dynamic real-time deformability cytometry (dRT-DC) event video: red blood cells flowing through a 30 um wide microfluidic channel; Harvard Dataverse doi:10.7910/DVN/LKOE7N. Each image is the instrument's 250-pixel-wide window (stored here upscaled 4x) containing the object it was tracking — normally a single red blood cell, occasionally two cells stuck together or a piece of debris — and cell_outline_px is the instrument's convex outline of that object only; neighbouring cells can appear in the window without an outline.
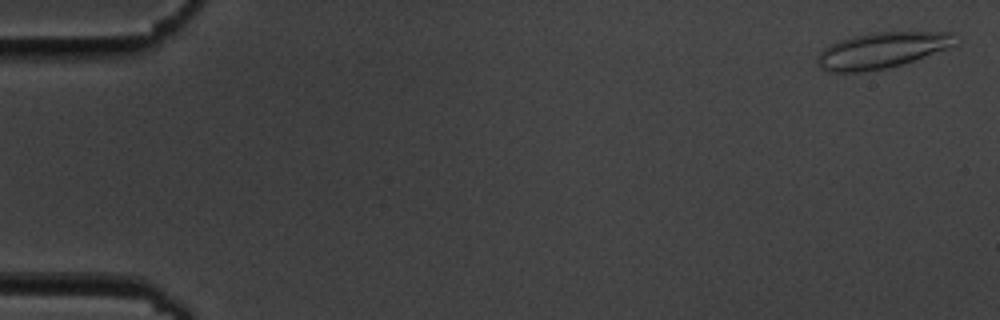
{"species": "common noctule bat (a hibernating species)", "species_latin": "Nyctalus noctula", "temperature_condition": "cold", "stored_images_in_passage": 56, "camera_frame_rate_fps": 3000, "um_per_image_px": 0.085, "animal": {"sex": "male", "body_mass_g": 19.5, "forearm_length_mm": 54.6}, "frame": {"image": 1, "passage_image": 2, "time_ms": 0.333, "image_size_px": [1000, 320], "cell_outline_px": [[960, 40], [956, 44], [948, 48], [888, 68], [860, 72], [828, 72], [820, 68], [816, 60], [820, 52], [824, 48], [840, 40], [852, 36], [872, 32], [952, 32]], "centroid_in_image_um": [74.95, 4.27], "position_along_channel_um": 10.0, "area_um2": 28.78}}
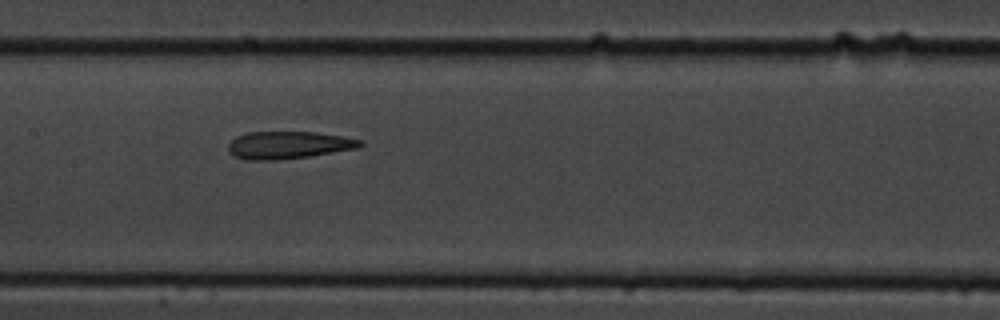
{"frame": {"image": 2, "passage_image": 28, "time_ms": 9.0, "image_size_px": [1000, 320], "cell_outline_px": [[364, 144], [360, 148], [308, 156], [276, 160], [244, 160], [228, 152], [228, 144], [236, 136], [248, 132], [316, 132], [344, 136], [364, 140]], "centroid_in_image_um": [24.55, 12.32], "position_along_channel_um": 182.9, "area_um2": 21.27}}
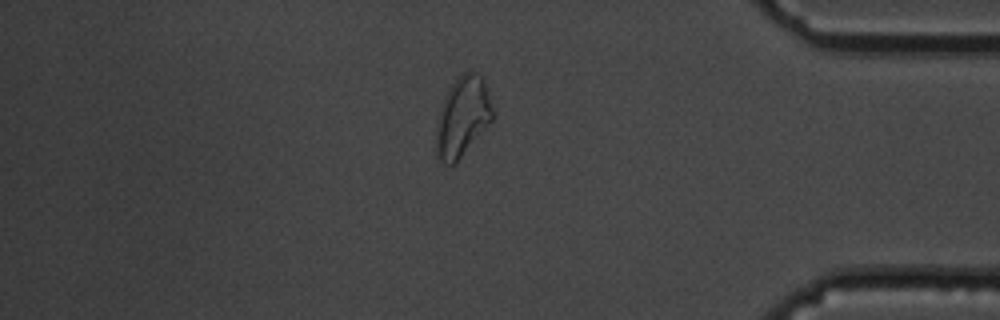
{"frame": {"image": 3, "passage_image": 48, "time_ms": 15.667, "image_size_px": [1000, 320], "cell_outline_px": [[492, 120], [456, 164], [444, 164], [436, 156], [436, 128], [440, 108], [452, 84], [464, 72], [472, 72], [480, 76], [484, 80], [492, 108]], "centroid_in_image_um": [39.3, 9.99], "position_along_channel_um": 395.9, "area_um2": 25.78}, "authors_computed_cell_mechanics": {"area_um2": 22.9177, "velocity_mm_per_s": 3.6017, "shape_relaxation_time_tau1_ms": null, "shape_relaxation_time_tau2_ms": 4.1677, "deformation_change_tau1": null, "deformation_change_tau2": 0.141}}